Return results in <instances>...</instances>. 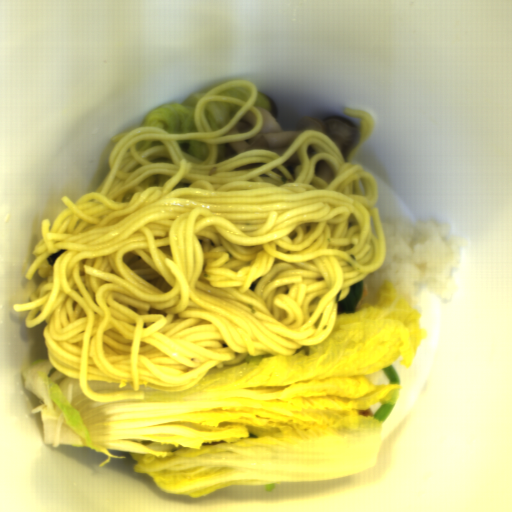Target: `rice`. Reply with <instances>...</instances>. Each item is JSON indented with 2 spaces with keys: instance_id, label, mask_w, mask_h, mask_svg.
I'll return each mask as SVG.
<instances>
[{
  "instance_id": "rice-1",
  "label": "rice",
  "mask_w": 512,
  "mask_h": 512,
  "mask_svg": "<svg viewBox=\"0 0 512 512\" xmlns=\"http://www.w3.org/2000/svg\"><path fill=\"white\" fill-rule=\"evenodd\" d=\"M385 234L383 264L362 280L368 285L363 307L374 299L382 284L393 283L394 292L410 306L416 303V290L424 286L443 302L453 299L457 290L451 272L457 268L467 237L453 235L450 222L415 221L407 215L380 218Z\"/></svg>"
}]
</instances>
